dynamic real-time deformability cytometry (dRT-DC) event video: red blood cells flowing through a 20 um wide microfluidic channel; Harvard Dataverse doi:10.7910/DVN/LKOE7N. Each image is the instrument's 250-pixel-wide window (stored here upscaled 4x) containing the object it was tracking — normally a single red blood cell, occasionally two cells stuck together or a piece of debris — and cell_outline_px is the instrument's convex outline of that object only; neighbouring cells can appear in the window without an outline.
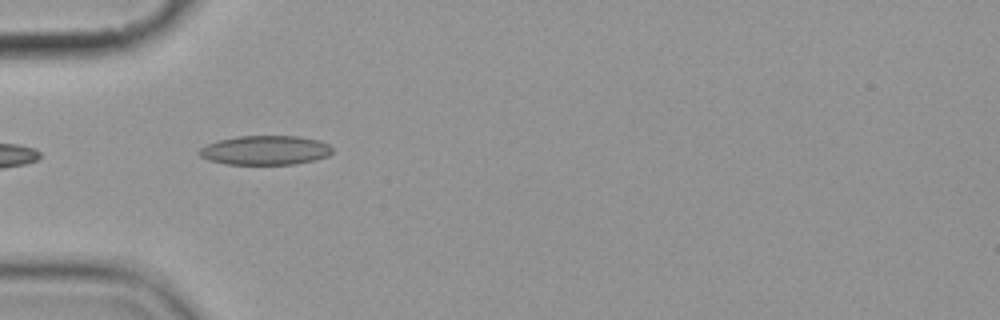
{"species": "common noctule bat (a hibernating species)", "species_latin": "Nyctalus noctula", "temperature_condition": "cold", "stored_images_in_passage": 5, "camera_frame_rate_fps": 3000, "um_per_image_px": 0.085, "animal": {"sex": "female", "body_mass_g": 19.9}, "frame": {"image": 1, "passage_image": 4, "time_ms": 3.333, "image_size_px": [1000, 320], "cell_outline_px": [[332, 152], [328, 156], [296, 164], [224, 164], [208, 160], [200, 156], [196, 152], [200, 148], [208, 144], [220, 140], [236, 136], [300, 136], [320, 140], [328, 144], [332, 148]], "centroid_in_image_um": [22.54, 12.77], "position_along_channel_um": 62.5, "area_um2": 22.77}}
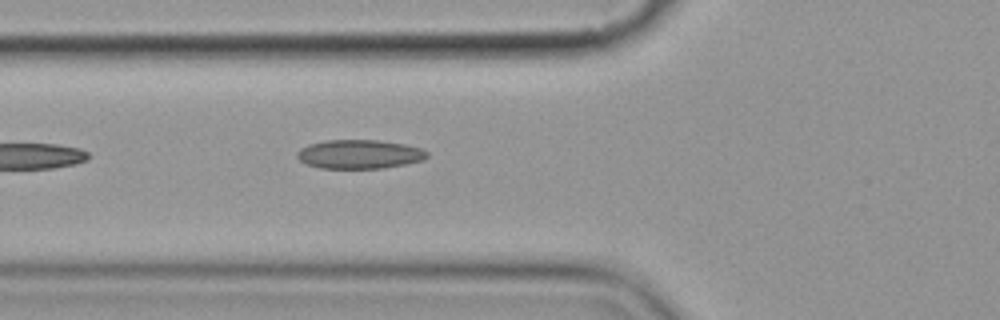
{"frame": {"image": 2, "passage_image": 5, "time_ms": 4.333, "image_size_px": [1000, 320], "cell_outline_px": [[428, 156], [424, 160], [384, 168], [320, 168], [308, 164], [300, 160], [296, 156], [296, 152], [300, 148], [308, 144], [324, 140], [380, 140], [404, 144], [420, 148], [428, 152]], "centroid_in_image_um": [30.54, 13.1], "position_along_channel_um": 95.3, "area_um2": 21.96}}